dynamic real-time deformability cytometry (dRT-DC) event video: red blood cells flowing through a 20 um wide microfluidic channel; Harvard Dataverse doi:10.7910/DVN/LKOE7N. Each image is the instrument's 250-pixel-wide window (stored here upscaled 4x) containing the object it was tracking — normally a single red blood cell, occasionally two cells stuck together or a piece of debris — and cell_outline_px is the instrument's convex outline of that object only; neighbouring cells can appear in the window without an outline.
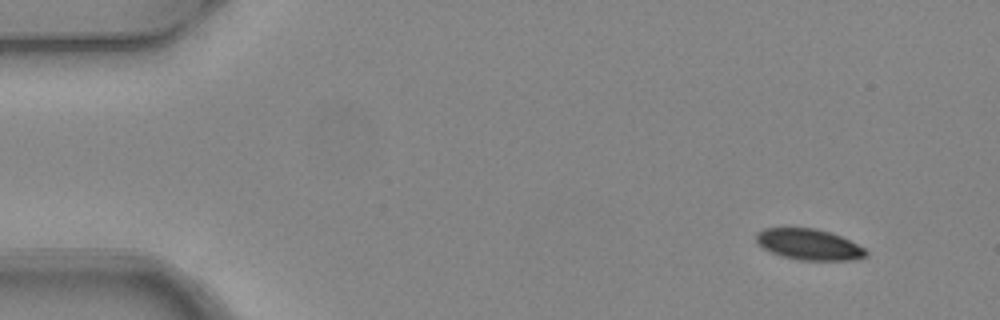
{"species": "common noctule bat (a hibernating species)", "species_latin": "Nyctalus noctula", "temperature_condition": "warm", "stored_images_in_passage": 5, "camera_frame_rate_fps": 3000, "um_per_image_px": 0.085, "animal": {"sex": "female", "body_mass_g": 24.6, "forearm_length_mm": 56.2}, "frame": {"image": 1, "passage_image": 1, "time_ms": 0.0, "image_size_px": [1000, 320], "cell_outline_px": [[868, 256], [852, 260], [800, 260], [780, 256], [756, 244], [756, 232], [764, 228], [816, 228], [832, 232], [864, 248], [868, 252]], "centroid_in_image_um": [68.74, 20.77], "position_along_channel_um": 16.3, "area_um2": 19.88}}
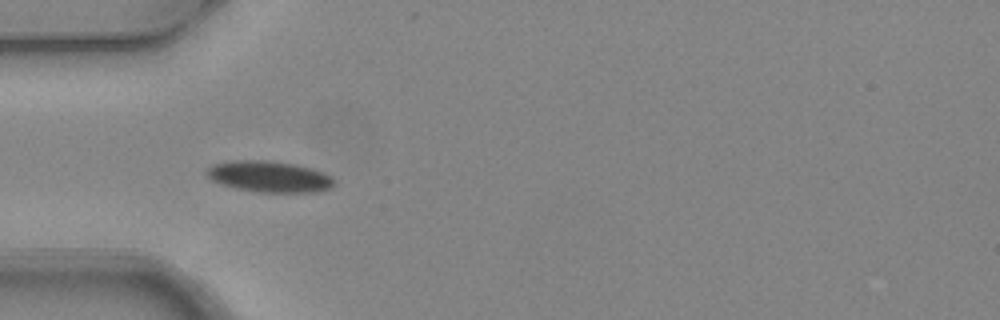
{"frame": {"image": 2, "passage_image": 4, "time_ms": 1.0, "image_size_px": [1000, 320], "cell_outline_px": [[336, 184], [332, 188], [320, 192], [256, 192], [236, 188], [220, 184], [212, 180], [204, 172], [212, 164], [228, 160], [268, 160], [296, 164], [312, 168], [324, 172], [332, 176]], "centroid_in_image_um": [22.91, 15.0], "position_along_channel_um": 62.1, "area_um2": 23.64}}
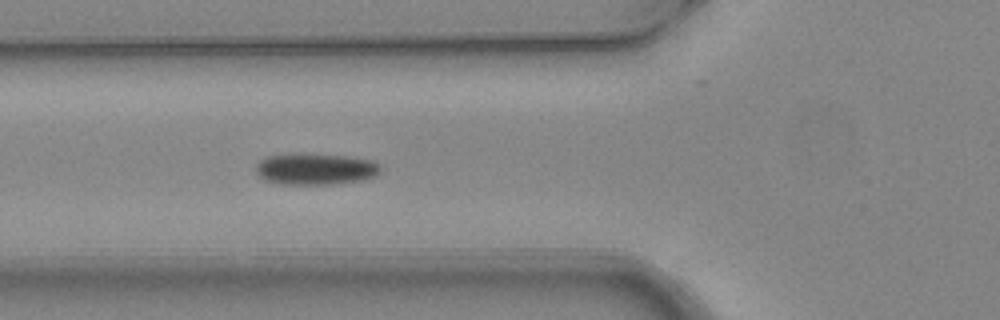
{"frame": {"image": 3, "passage_image": 5, "time_ms": 1.333, "image_size_px": [1000, 320], "cell_outline_px": [[380, 172], [376, 176], [364, 180], [332, 184], [284, 184], [264, 180], [256, 172], [256, 164], [260, 160], [268, 156], [296, 152], [300, 152], [344, 156], [368, 160], [376, 164], [380, 168]], "centroid_in_image_um": [26.77, 14.35], "position_along_channel_um": 99.0, "area_um2": 22.95}}